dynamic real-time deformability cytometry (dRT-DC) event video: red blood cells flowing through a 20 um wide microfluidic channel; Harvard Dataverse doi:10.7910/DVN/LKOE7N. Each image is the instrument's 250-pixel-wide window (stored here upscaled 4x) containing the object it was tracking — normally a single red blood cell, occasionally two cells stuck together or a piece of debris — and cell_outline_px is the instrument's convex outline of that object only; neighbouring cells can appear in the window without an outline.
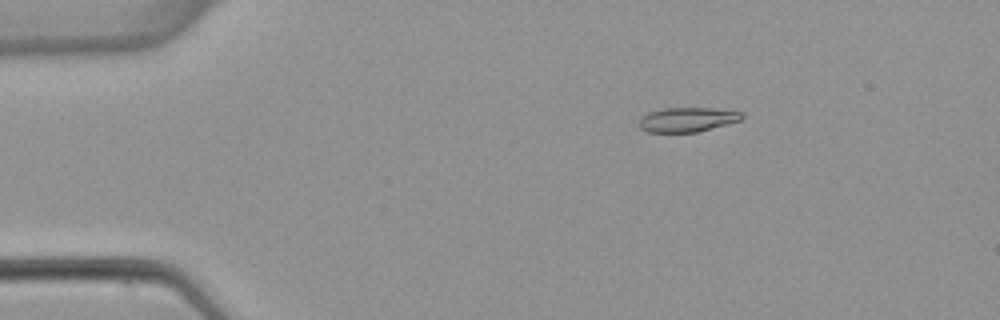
{"species": "common noctule bat (a hibernating species)", "species_latin": "Nyctalus noctula", "temperature_condition": "warm", "stored_images_in_passage": 6, "camera_frame_rate_fps": 3000, "um_per_image_px": 0.085, "animal": {"sex": "female", "body_mass_g": 22.7, "forearm_length_mm": 54.2}, "frame": {"image": 1, "passage_image": 3, "time_ms": 2.667, "image_size_px": [1000, 320], "cell_outline_px": [[744, 116], [740, 120], [696, 132], [648, 132], [640, 128], [640, 116], [648, 112], [664, 108], [712, 108], [744, 112]], "centroid_in_image_um": [58.4, 10.15], "position_along_channel_um": 26.6, "area_um2": 14.57}}